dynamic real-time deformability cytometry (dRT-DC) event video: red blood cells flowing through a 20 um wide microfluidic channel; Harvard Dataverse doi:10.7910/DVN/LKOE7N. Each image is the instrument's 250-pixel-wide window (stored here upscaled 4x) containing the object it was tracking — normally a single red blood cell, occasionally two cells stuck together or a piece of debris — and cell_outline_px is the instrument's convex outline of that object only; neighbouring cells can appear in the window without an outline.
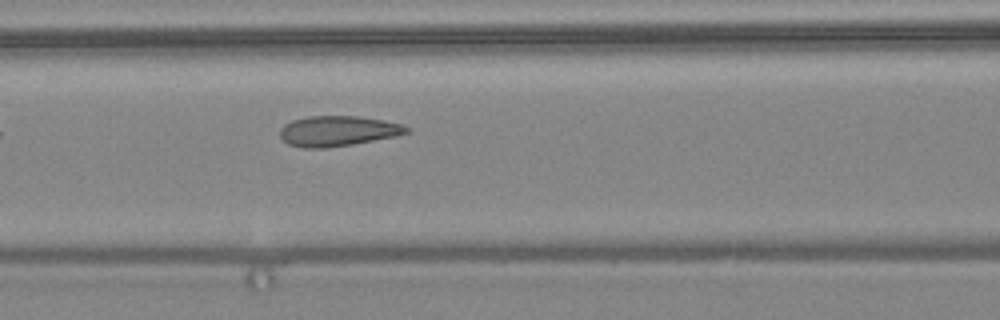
{"species": "common noctule bat (a hibernating species)", "species_latin": "Nyctalus noctula", "temperature_condition": "warm", "stored_images_in_passage": 6, "camera_frame_rate_fps": 3000, "um_per_image_px": 0.085, "animal": {"sex": "female", "body_mass_g": 24.6, "forearm_length_mm": 56.2}, "frame": {"image": 1, "passage_image": 6, "time_ms": 7.667, "image_size_px": [1000, 320], "cell_outline_px": [[408, 132], [396, 136], [352, 144], [324, 148], [304, 148], [288, 144], [280, 136], [280, 128], [284, 124], [292, 120], [308, 116], [356, 116], [384, 120], [400, 124], [408, 128]], "centroid_in_image_um": [28.67, 11.13], "position_along_channel_um": 137.9, "area_um2": 22.2}}